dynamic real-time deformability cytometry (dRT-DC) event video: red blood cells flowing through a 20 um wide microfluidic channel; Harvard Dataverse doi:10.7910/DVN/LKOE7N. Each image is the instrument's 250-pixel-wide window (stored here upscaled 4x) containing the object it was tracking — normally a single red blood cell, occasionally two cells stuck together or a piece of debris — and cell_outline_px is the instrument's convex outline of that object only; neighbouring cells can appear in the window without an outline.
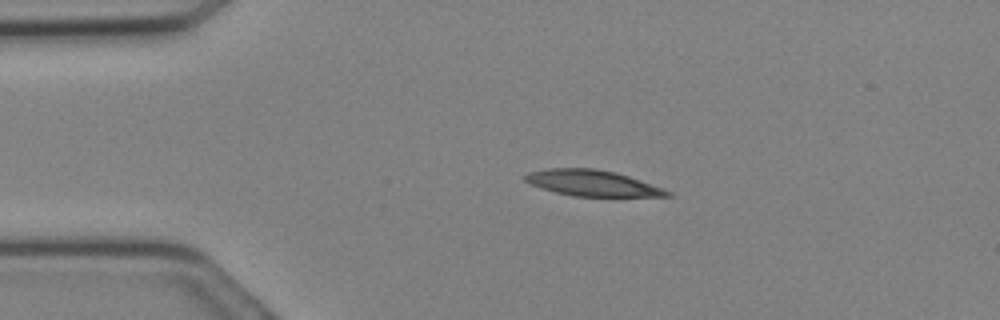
{"species": "Egyptian fruit bat (a non-hibernating species)", "species_latin": "Rousettus aegyptiacus", "temperature_condition": "cold", "stored_images_in_passage": 23, "camera_frame_rate_fps": 3000, "um_per_image_px": 0.085, "animal": {"sex": "female"}, "frame": {"image": 1, "passage_image": 2, "time_ms": 0.333, "image_size_px": [1000, 320], "cell_outline_px": [[676, 196], [572, 196], [540, 188], [524, 180], [520, 176], [528, 172], [548, 168], [596, 168], [616, 172], [664, 188], [672, 192]], "centroid_in_image_um": [50.33, 15.55], "position_along_channel_um": 34.7, "area_um2": 21.62}}
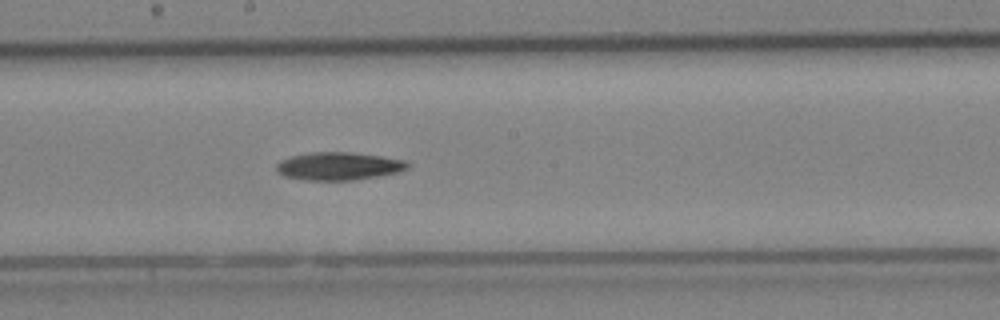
{"frame": {"image": 2, "passage_image": 12, "time_ms": 3.667, "image_size_px": [1000, 320], "cell_outline_px": [[412, 168], [380, 176], [352, 180], [304, 180], [284, 176], [276, 172], [276, 164], [280, 160], [288, 156], [308, 152], [352, 152], [408, 160], [412, 164]], "centroid_in_image_um": [28.8, 14.11], "position_along_channel_um": 219.4, "area_um2": 21.79}}
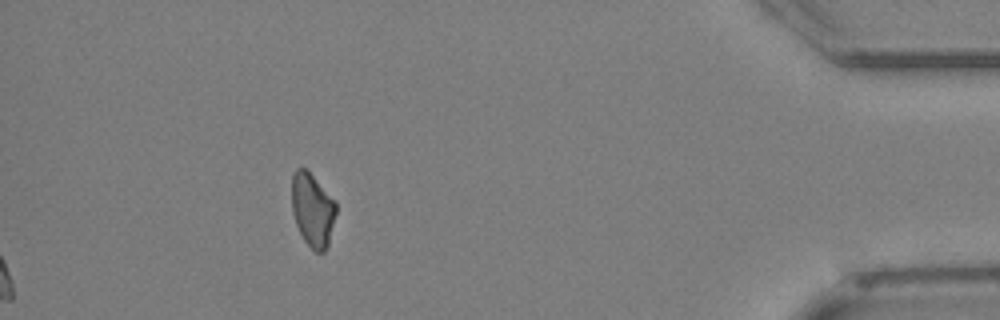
{"frame": {"image": 3, "passage_image": 23, "time_ms": 7.333, "image_size_px": [1000, 320], "cell_outline_px": [[336, 212], [328, 244], [324, 252], [316, 252], [304, 240], [296, 224], [292, 212], [292, 172], [296, 168], [304, 168], [336, 200]], "centroid_in_image_um": [26.56, 17.82], "position_along_channel_um": 408.6, "area_um2": 18.79}}